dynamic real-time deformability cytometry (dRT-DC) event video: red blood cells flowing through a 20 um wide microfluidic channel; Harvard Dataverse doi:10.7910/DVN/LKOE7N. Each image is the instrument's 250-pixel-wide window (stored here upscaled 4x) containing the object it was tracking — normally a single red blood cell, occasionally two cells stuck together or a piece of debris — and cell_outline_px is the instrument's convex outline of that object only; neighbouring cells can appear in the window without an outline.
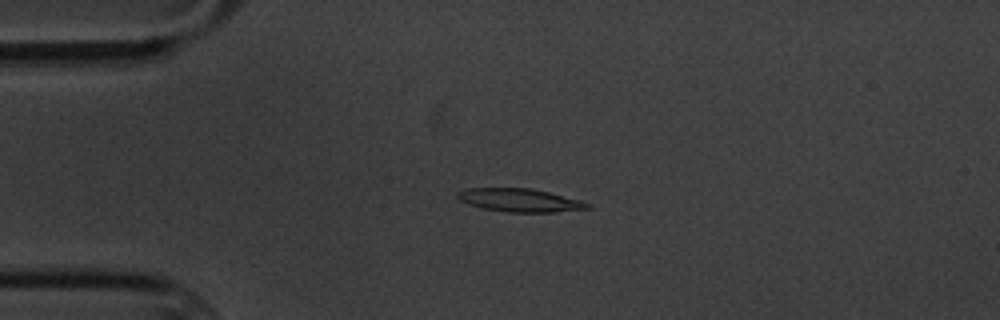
{"species": "common noctule bat (a hibernating species)", "species_latin": "Nyctalus noctula", "temperature_condition": "cold", "stored_images_in_passage": 6, "camera_frame_rate_fps": 3000, "um_per_image_px": 0.085, "animal": {"sex": "male", "body_mass_g": 20.1, "forearm_length_mm": 53.5}, "frame": {"image": 1, "passage_image": 4, "time_ms": 3.333, "image_size_px": [1000, 320], "cell_outline_px": [[592, 208], [556, 212], [508, 212], [484, 208], [468, 204], [460, 200], [456, 196], [456, 192], [468, 188], [532, 188], [580, 200], [592, 204]], "centroid_in_image_um": [44.2, 17.01], "position_along_channel_um": 40.8, "area_um2": 17.57}}
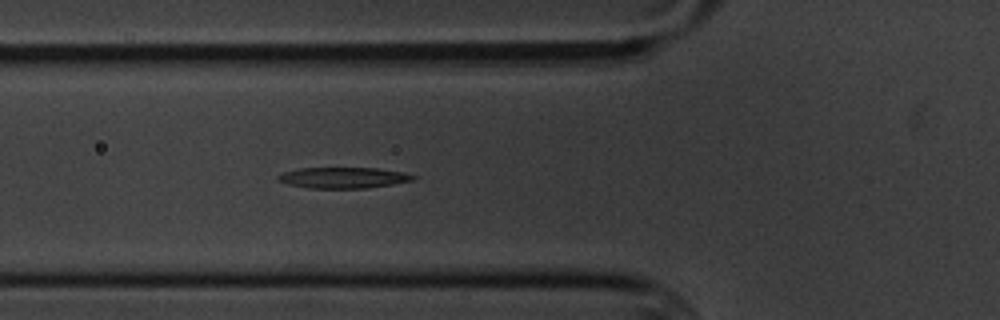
{"frame": {"image": 2, "passage_image": 6, "time_ms": 5.667, "image_size_px": [1000, 320], "cell_outline_px": [[416, 176], [412, 180], [392, 184], [368, 188], [312, 188], [288, 184], [276, 180], [276, 176], [284, 172], [300, 168], [376, 168], [404, 172]], "centroid_in_image_um": [29.16, 15.1], "position_along_channel_um": 96.6, "area_um2": 16.36}}